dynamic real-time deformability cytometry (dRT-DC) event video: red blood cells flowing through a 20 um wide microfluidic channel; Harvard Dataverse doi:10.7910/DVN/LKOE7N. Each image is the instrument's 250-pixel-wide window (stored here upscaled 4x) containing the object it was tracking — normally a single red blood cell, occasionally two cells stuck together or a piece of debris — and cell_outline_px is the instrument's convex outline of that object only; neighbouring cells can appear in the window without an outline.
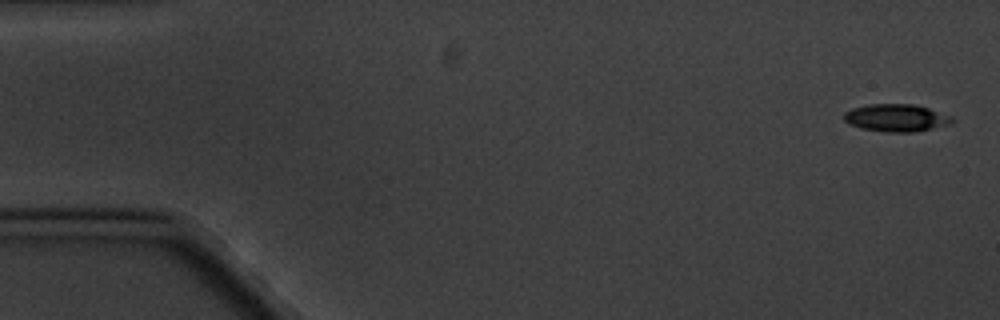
{"species": "common noctule bat (a hibernating species)", "species_latin": "Nyctalus noctula", "temperature_condition": "cold", "stored_images_in_passage": 7, "camera_frame_rate_fps": 3000, "um_per_image_px": 0.085, "animal": {"sex": "male", "body_mass_g": 20.1, "forearm_length_mm": 53.5}, "frame": {"image": 1, "passage_image": 1, "time_ms": 0.0, "image_size_px": [1000, 320], "cell_outline_px": [[956, 120], [948, 124], [916, 132], [884, 132], [860, 128], [848, 124], [844, 120], [844, 112], [852, 108], [868, 104], [912, 104], [928, 108], [952, 116]], "centroid_in_image_um": [76.15, 10.02], "position_along_channel_um": 8.8, "area_um2": 17.4}}
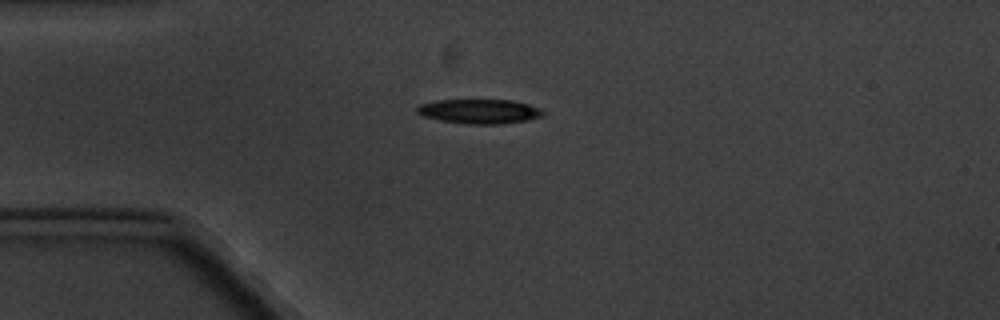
{"frame": {"image": 2, "passage_image": 4, "time_ms": 4.333, "image_size_px": [1000, 320], "cell_outline_px": [[544, 116], [528, 120], [504, 124], [468, 124], [440, 120], [420, 116], [416, 112], [416, 108], [420, 104], [436, 100], [512, 100], [528, 104], [540, 108], [544, 112]], "centroid_in_image_um": [40.75, 9.47], "position_along_channel_um": 44.3, "area_um2": 18.15}}